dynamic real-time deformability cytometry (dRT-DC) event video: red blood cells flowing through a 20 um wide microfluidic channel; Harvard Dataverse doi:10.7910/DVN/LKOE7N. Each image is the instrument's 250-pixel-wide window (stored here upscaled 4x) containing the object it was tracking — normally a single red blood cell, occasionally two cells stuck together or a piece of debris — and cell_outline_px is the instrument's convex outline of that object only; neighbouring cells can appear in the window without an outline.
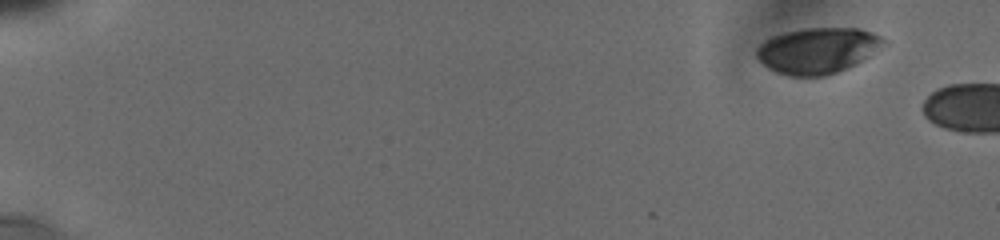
{"species": "human", "species_latin": "Homo sapiens", "temperature_condition": "cold", "stored_images_in_passage": 4, "camera_frame_rate_fps": 3000, "um_per_image_px": 0.085, "donor": {"sex": "male"}, "frame": {"image": 1, "passage_image": 1, "time_ms": 0.0, "image_size_px": [1000, 240], "cell_outline_px": [[888, 44], [848, 68], [824, 76], [788, 76], [776, 72], [768, 68], [756, 56], [756, 48], [764, 40], [772, 36], [784, 32], [804, 28], [860, 28], [872, 32], [888, 40]], "centroid_in_image_um": [69.51, 4.28], "position_along_channel_um": 15.5, "area_um2": 34.16}}